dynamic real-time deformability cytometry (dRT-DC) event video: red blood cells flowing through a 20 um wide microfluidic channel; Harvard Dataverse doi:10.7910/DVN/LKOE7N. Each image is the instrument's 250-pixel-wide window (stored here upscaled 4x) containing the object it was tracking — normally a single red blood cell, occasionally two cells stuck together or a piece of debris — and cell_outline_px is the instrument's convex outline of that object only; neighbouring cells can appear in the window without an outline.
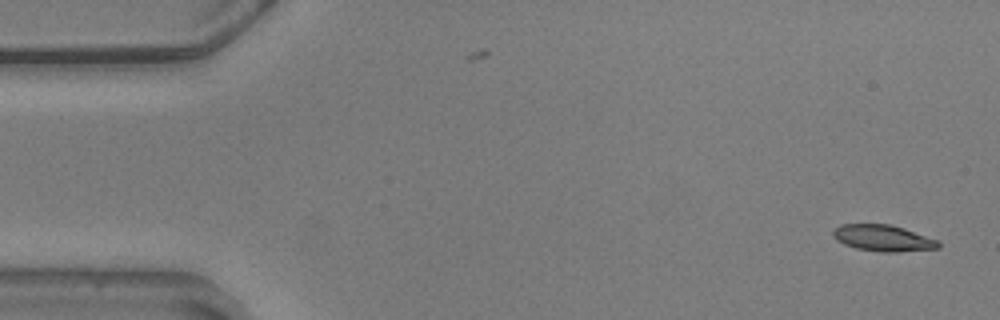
{"species": "common noctule bat (a hibernating species)", "species_latin": "Nyctalus noctula", "temperature_condition": "warm", "stored_images_in_passage": 55, "camera_frame_rate_fps": 3000, "um_per_image_px": 0.085, "animal": {"sex": "male", "body_mass_g": 20.5, "forearm_length_mm": 52.5}, "frame": {"image": 1, "passage_image": 1, "time_ms": 0.0, "image_size_px": [1000, 320], "cell_outline_px": [[940, 248], [900, 252], [880, 252], [856, 248], [844, 244], [836, 240], [832, 236], [832, 232], [840, 224], [892, 224], [940, 240]], "centroid_in_image_um": [75.09, 20.24], "position_along_channel_um": 9.9, "area_um2": 16.42}}
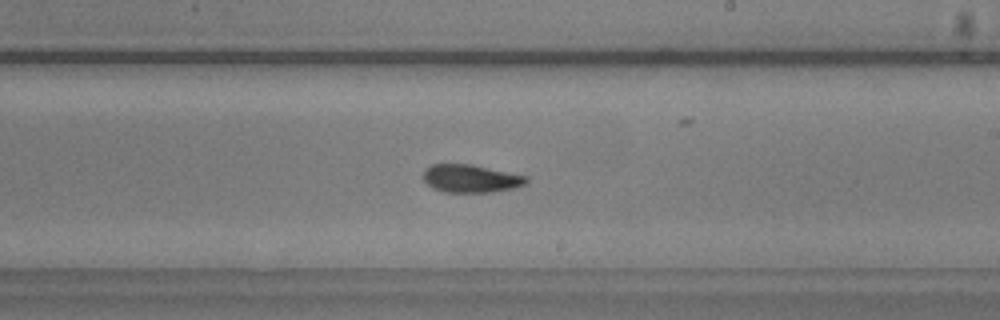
{"frame": {"image": 2, "passage_image": 31, "time_ms": 10.0, "image_size_px": [1000, 320], "cell_outline_px": [[528, 180], [524, 184], [512, 188], [488, 192], [444, 192], [432, 188], [424, 180], [424, 168], [432, 164], [472, 164], [528, 176]], "centroid_in_image_um": [39.99, 15.16], "position_along_channel_um": 249.0, "area_um2": 16.7}}
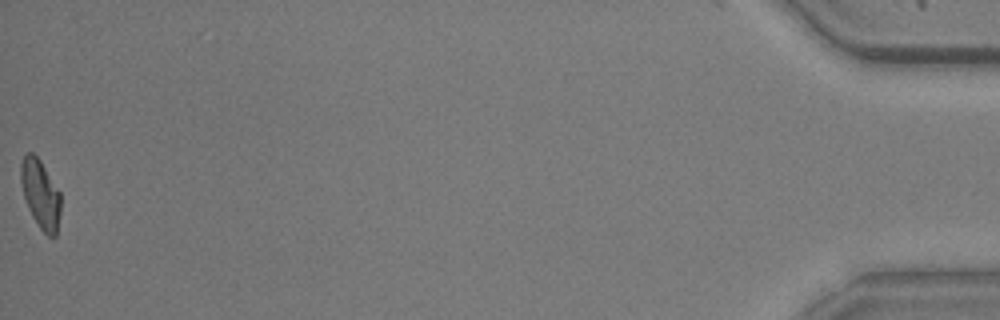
{"frame": {"image": 3, "passage_image": 55, "time_ms": 18.0, "image_size_px": [1000, 320], "cell_outline_px": [[60, 212], [56, 236], [48, 236], [40, 228], [32, 216], [28, 208], [20, 184], [20, 164], [24, 156], [28, 152], [32, 152], [40, 160], [60, 192]], "centroid_in_image_um": [3.43, 16.48], "position_along_channel_um": 431.8, "area_um2": 15.9}, "authors_computed_cell_mechanics": {"area_um2": 16.8776, "velocity_mm_per_s": 3.5888, "shape_relaxation_time_tau1_ms": 3.2796, "shape_relaxation_time_tau2_ms": 2.433, "deformation_change_tau1": 0.1356, "deformation_change_tau2": 0.0813}}